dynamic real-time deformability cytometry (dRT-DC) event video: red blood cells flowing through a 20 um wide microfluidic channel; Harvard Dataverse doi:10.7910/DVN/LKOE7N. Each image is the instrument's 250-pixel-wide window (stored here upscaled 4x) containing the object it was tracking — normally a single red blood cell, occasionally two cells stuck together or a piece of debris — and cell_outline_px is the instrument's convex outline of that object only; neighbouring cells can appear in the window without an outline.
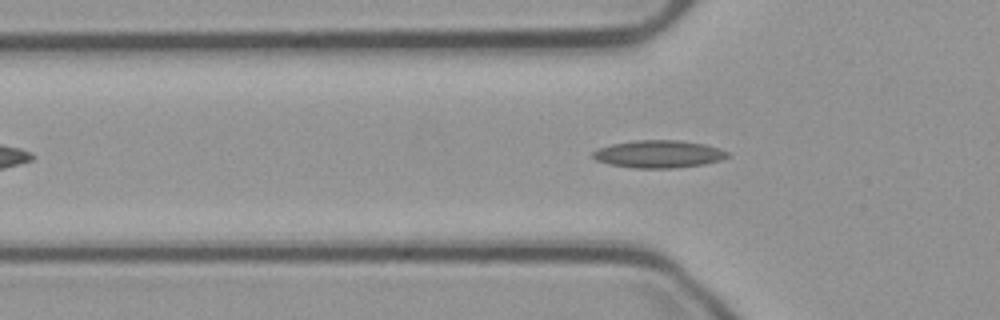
{"species": "common noctule bat (a hibernating species)", "species_latin": "Nyctalus noctula", "temperature_condition": "cold", "stored_images_in_passage": 43, "camera_frame_rate_fps": 3000, "um_per_image_px": 0.085, "animal": {"sex": "male", "body_mass_g": 23.1, "forearm_length_mm": 52.7}, "frame": {"image": 1, "passage_image": 13, "time_ms": 4.0, "image_size_px": [1000, 320], "cell_outline_px": [[728, 156], [720, 160], [704, 164], [672, 168], [632, 168], [608, 164], [596, 160], [592, 156], [592, 152], [596, 148], [612, 144], [636, 140], [676, 140], [704, 144], [728, 152]], "centroid_in_image_um": [55.92, 13.1], "position_along_channel_um": 69.9, "area_um2": 21.5}}
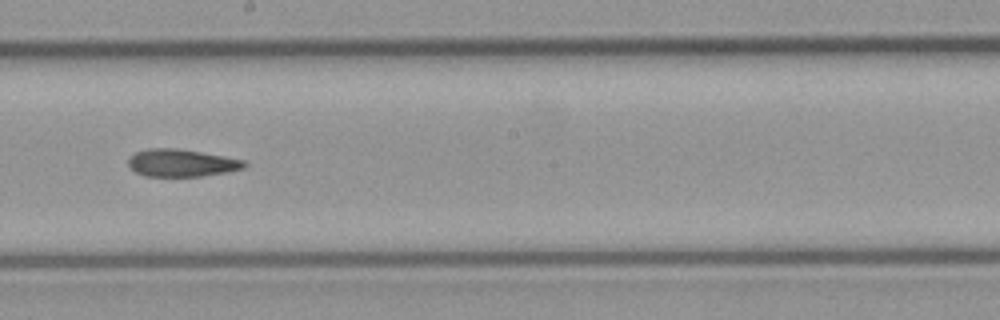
{"frame": {"image": 2, "passage_image": 26, "time_ms": 8.333, "image_size_px": [1000, 320], "cell_outline_px": [[248, 164], [244, 168], [228, 172], [200, 176], [144, 176], [136, 172], [128, 164], [128, 160], [136, 152], [148, 148], [176, 148], [224, 156], [244, 160]], "centroid_in_image_um": [15.45, 13.85], "position_along_channel_um": 232.8, "area_um2": 18.44}}
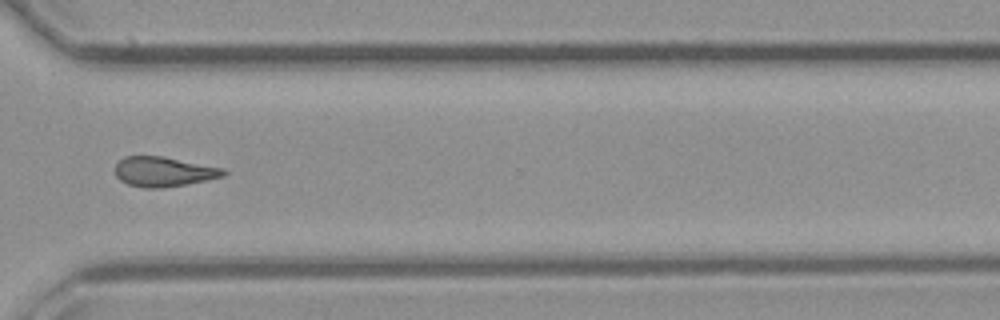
{"frame": {"image": 3, "passage_image": 36, "time_ms": 11.667, "image_size_px": [1000, 320], "cell_outline_px": [[228, 172], [224, 176], [208, 180], [164, 188], [144, 188], [128, 184], [120, 180], [116, 176], [116, 164], [124, 156], [164, 156], [224, 168]], "centroid_in_image_um": [13.94, 14.59], "position_along_channel_um": 356.7, "area_um2": 18.96}}